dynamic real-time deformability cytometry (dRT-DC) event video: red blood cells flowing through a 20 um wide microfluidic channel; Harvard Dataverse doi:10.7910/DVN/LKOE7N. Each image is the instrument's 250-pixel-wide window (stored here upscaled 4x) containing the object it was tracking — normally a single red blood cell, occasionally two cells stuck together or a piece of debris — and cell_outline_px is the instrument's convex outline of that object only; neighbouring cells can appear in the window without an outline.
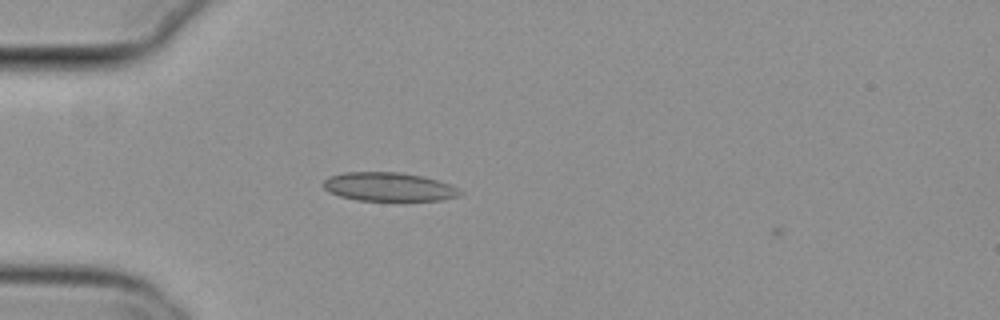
{"species": "common noctule bat (a hibernating species)", "species_latin": "Nyctalus noctula", "temperature_condition": "cold", "stored_images_in_passage": 2, "camera_frame_rate_fps": 3000, "um_per_image_px": 0.085, "animal": {"sex": "female", "body_mass_g": 29.2, "forearm_length_mm": 56.3}, "frame": {"image": 1, "passage_image": 1, "time_ms": 0.0, "image_size_px": [1000, 320], "cell_outline_px": [[464, 192], [460, 196], [444, 200], [356, 200], [340, 196], [328, 192], [324, 188], [324, 180], [328, 176], [344, 172], [400, 172], [420, 176], [436, 180], [448, 184]], "centroid_in_image_um": [33.02, 15.88], "position_along_channel_um": 52.0, "area_um2": 22.77}}